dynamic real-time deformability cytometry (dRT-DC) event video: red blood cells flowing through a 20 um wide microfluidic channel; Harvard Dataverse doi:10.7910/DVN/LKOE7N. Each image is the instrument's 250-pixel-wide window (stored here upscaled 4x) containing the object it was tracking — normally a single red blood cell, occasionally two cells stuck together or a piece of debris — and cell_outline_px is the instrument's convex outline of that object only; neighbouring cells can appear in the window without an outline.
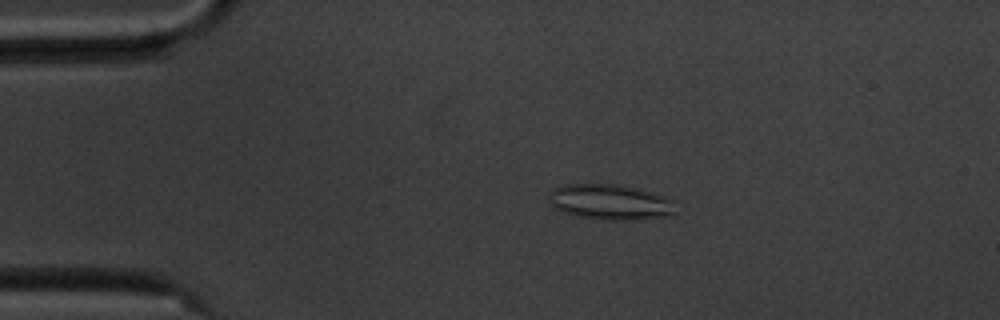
{"species": "common noctule bat (a hibernating species)", "species_latin": "Nyctalus noctula", "temperature_condition": "cold", "stored_images_in_passage": 56, "camera_frame_rate_fps": 3000, "um_per_image_px": 0.085, "animal": {"sex": "male", "body_mass_g": 20.1, "forearm_length_mm": 53.5}, "frame": {"image": 1, "passage_image": 11, "time_ms": 3.333, "image_size_px": [1000, 320], "cell_outline_px": [[676, 212], [672, 216], [632, 220], [600, 220], [576, 216], [552, 208], [548, 204], [548, 196], [552, 188], [564, 184], [616, 184], [636, 188], [672, 200]], "centroid_in_image_um": [51.79, 17.19], "position_along_channel_um": 33.2, "area_um2": 26.47}}
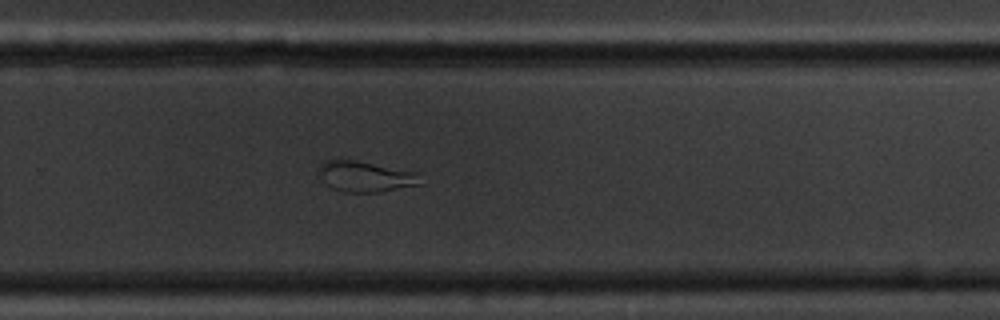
{"frame": {"image": 2, "passage_image": 37, "time_ms": 12.0, "image_size_px": [1000, 320], "cell_outline_px": [[420, 184], [380, 192], [344, 192], [332, 188], [320, 176], [320, 164], [324, 160], [340, 156], [420, 172]], "centroid_in_image_um": [31.05, 14.94], "position_along_channel_um": 298.7, "area_um2": 18.79}}
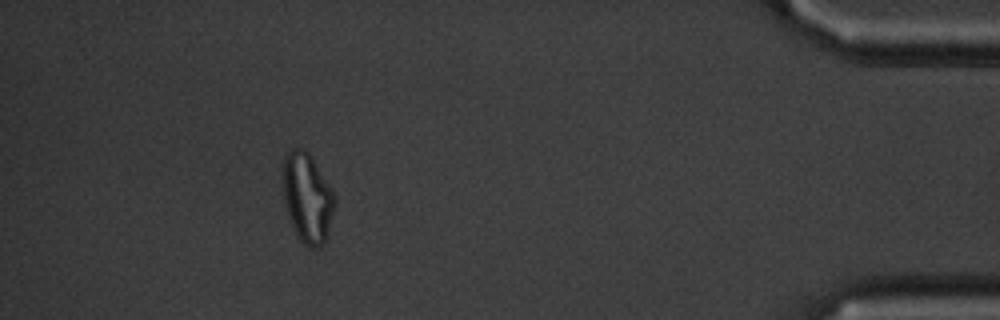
{"frame": {"image": 3, "passage_image": 51, "time_ms": 16.667, "image_size_px": [1000, 320], "cell_outline_px": [[336, 204], [328, 232], [324, 244], [320, 248], [308, 248], [300, 240], [288, 216], [284, 204], [284, 156], [292, 148], [304, 148], [308, 152], [332, 192], [336, 200]], "centroid_in_image_um": [26.13, 16.86], "position_along_channel_um": 409.1, "area_um2": 26.59}, "authors_computed_cell_mechanics": {"area_um2": 25.5765, "velocity_mm_per_s": 3.5367, "shape_relaxation_time_tau1_ms": null, "shape_relaxation_time_tau2_ms": 2.3995, "deformation_change_tau1": null, "deformation_change_tau2": 0.0984}}